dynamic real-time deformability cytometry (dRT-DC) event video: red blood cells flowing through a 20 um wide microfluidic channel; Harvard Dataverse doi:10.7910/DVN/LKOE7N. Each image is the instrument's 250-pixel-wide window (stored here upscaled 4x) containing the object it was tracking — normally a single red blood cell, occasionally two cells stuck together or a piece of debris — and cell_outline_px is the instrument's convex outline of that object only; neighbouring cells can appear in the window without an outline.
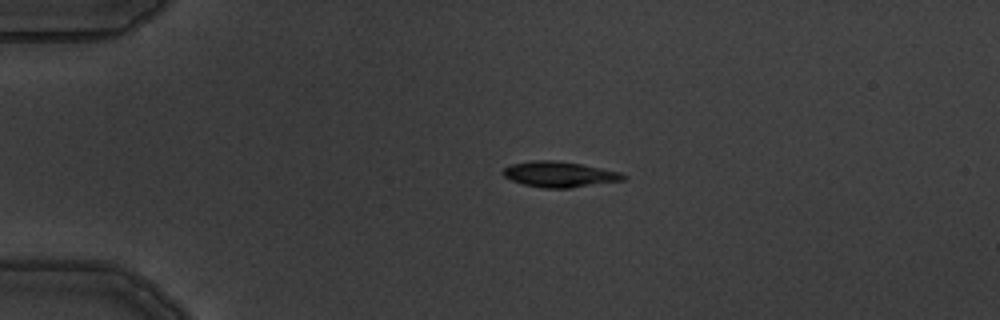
{"species": "common noctule bat (a hibernating species)", "species_latin": "Nyctalus noctula", "temperature_condition": "warm", "stored_images_in_passage": 4, "camera_frame_rate_fps": 3000, "um_per_image_px": 0.085, "animal": {"sex": "male", "body_mass_g": 19.5, "forearm_length_mm": 54.6}, "frame": {"image": 1, "passage_image": 2, "time_ms": 1.333, "image_size_px": [1000, 320], "cell_outline_px": [[628, 176], [624, 180], [572, 188], [544, 188], [524, 184], [512, 180], [504, 176], [500, 172], [504, 168], [512, 164], [532, 160], [552, 160], [580, 164], [620, 172]], "centroid_in_image_um": [47.55, 14.82], "position_along_channel_um": 37.5, "area_um2": 17.86}}
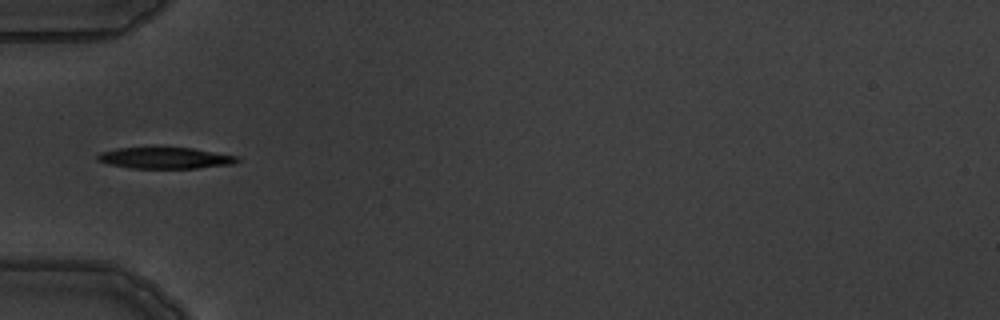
{"frame": {"image": 2, "passage_image": 4, "time_ms": 3.333, "image_size_px": [1000, 320], "cell_outline_px": [[240, 160], [232, 164], [196, 168], [132, 168], [108, 164], [96, 160], [96, 156], [100, 152], [116, 148], [192, 148], [240, 156]], "centroid_in_image_um": [14.04, 13.43], "position_along_channel_um": 71.0, "area_um2": 17.28}}